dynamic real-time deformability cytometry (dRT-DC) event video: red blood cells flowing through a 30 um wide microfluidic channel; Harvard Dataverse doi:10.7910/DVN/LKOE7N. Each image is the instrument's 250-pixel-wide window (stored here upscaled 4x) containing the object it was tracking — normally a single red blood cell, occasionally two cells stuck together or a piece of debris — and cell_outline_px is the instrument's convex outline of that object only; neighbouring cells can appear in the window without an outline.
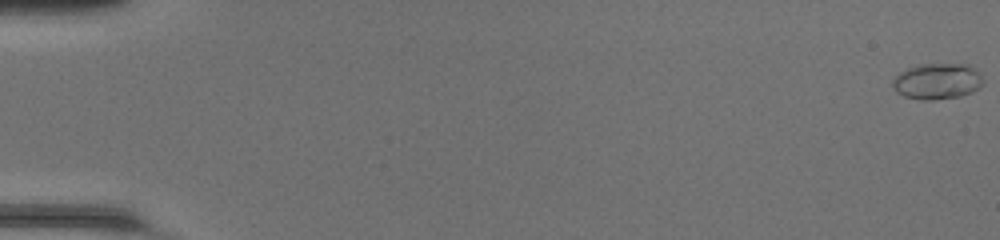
{"species": "common noctule bat (a hibernating species)", "species_latin": "Nyctalus noctula", "temperature_condition": "room temperature", "stored_images_in_passage": 50, "camera_frame_rate_fps": 3000, "um_per_image_px": 0.085, "animal": {"sex": "female", "body_mass_g": 20.0, "forearm_length_mm": 54.0}, "frame": {"image": 1, "passage_image": 1, "time_ms": 0.0, "image_size_px": [1000, 240], "cell_outline_px": [[984, 84], [980, 88], [972, 92], [960, 96], [932, 100], [920, 100], [904, 96], [896, 92], [892, 88], [892, 80], [900, 72], [908, 68], [920, 64], [968, 64], [984, 80]], "centroid_in_image_um": [79.65, 6.92], "position_along_channel_um": 5.4, "area_um2": 19.02}}
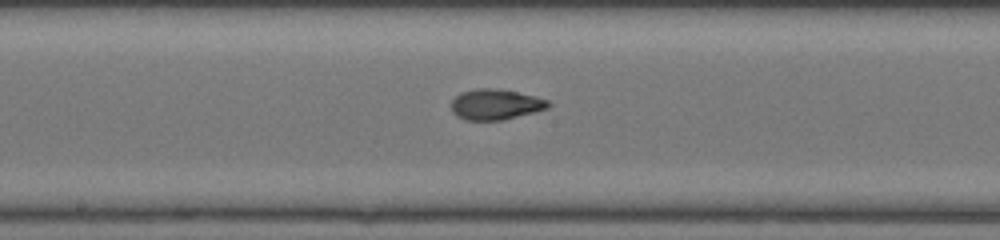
{"frame": {"image": 2, "passage_image": 28, "time_ms": 9.0, "image_size_px": [1000, 240], "cell_outline_px": [[552, 104], [548, 108], [504, 120], [464, 120], [456, 116], [452, 112], [452, 100], [460, 92], [476, 88], [500, 88], [536, 96], [548, 100]], "centroid_in_image_um": [42.12, 8.87], "position_along_channel_um": 206.1, "area_um2": 17.51}}
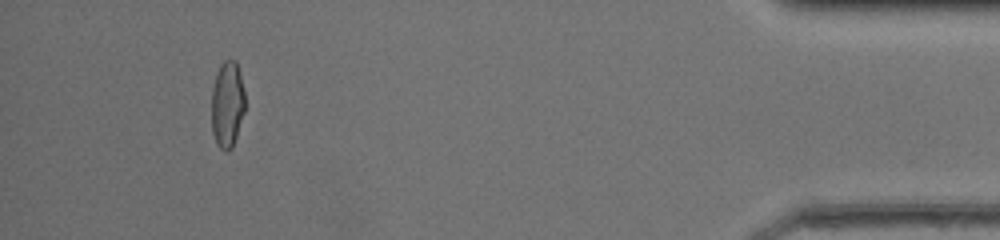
{"frame": {"image": 3, "passage_image": 47, "time_ms": 15.333, "image_size_px": [1000, 240], "cell_outline_px": [[244, 112], [232, 148], [228, 152], [224, 152], [216, 144], [212, 132], [212, 88], [216, 72], [220, 64], [224, 60], [236, 60], [244, 92]], "centroid_in_image_um": [19.3, 8.88], "position_along_channel_um": 415.9, "area_um2": 16.88}, "authors_computed_cell_mechanics": {"area_um2": 16.9643, "velocity_mm_per_s": 4.315, "shape_relaxation_time_tau1_ms": null, "shape_relaxation_time_tau2_ms": 1.2971, "deformation_change_tau1": null, "deformation_change_tau2": 0.0698}}